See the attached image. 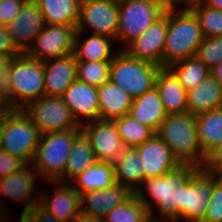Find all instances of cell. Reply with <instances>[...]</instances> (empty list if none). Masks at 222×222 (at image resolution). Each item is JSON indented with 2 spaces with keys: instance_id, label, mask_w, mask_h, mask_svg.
Instances as JSON below:
<instances>
[{
  "instance_id": "25",
  "label": "cell",
  "mask_w": 222,
  "mask_h": 222,
  "mask_svg": "<svg viewBox=\"0 0 222 222\" xmlns=\"http://www.w3.org/2000/svg\"><path fill=\"white\" fill-rule=\"evenodd\" d=\"M128 115L139 123L148 126L154 132L158 130L167 117L162 100L155 87L133 99Z\"/></svg>"
},
{
  "instance_id": "13",
  "label": "cell",
  "mask_w": 222,
  "mask_h": 222,
  "mask_svg": "<svg viewBox=\"0 0 222 222\" xmlns=\"http://www.w3.org/2000/svg\"><path fill=\"white\" fill-rule=\"evenodd\" d=\"M38 176L33 166L28 164L21 171L0 178V222L9 221L8 217L5 216L6 208L5 204L2 203L1 194L13 199L14 202L24 204L22 212H26L34 205L39 204L40 191L35 188V179Z\"/></svg>"
},
{
  "instance_id": "22",
  "label": "cell",
  "mask_w": 222,
  "mask_h": 222,
  "mask_svg": "<svg viewBox=\"0 0 222 222\" xmlns=\"http://www.w3.org/2000/svg\"><path fill=\"white\" fill-rule=\"evenodd\" d=\"M157 89L167 114L187 111V91L168 68H160L155 79Z\"/></svg>"
},
{
  "instance_id": "49",
  "label": "cell",
  "mask_w": 222,
  "mask_h": 222,
  "mask_svg": "<svg viewBox=\"0 0 222 222\" xmlns=\"http://www.w3.org/2000/svg\"><path fill=\"white\" fill-rule=\"evenodd\" d=\"M4 123H5V110H0V150L2 147V136L4 130Z\"/></svg>"
},
{
  "instance_id": "39",
  "label": "cell",
  "mask_w": 222,
  "mask_h": 222,
  "mask_svg": "<svg viewBox=\"0 0 222 222\" xmlns=\"http://www.w3.org/2000/svg\"><path fill=\"white\" fill-rule=\"evenodd\" d=\"M202 222H222V180L212 173V196Z\"/></svg>"
},
{
  "instance_id": "53",
  "label": "cell",
  "mask_w": 222,
  "mask_h": 222,
  "mask_svg": "<svg viewBox=\"0 0 222 222\" xmlns=\"http://www.w3.org/2000/svg\"><path fill=\"white\" fill-rule=\"evenodd\" d=\"M202 0H187V7H190L192 4L196 3V2H200Z\"/></svg>"
},
{
  "instance_id": "36",
  "label": "cell",
  "mask_w": 222,
  "mask_h": 222,
  "mask_svg": "<svg viewBox=\"0 0 222 222\" xmlns=\"http://www.w3.org/2000/svg\"><path fill=\"white\" fill-rule=\"evenodd\" d=\"M111 62L112 61H78L77 80L94 87H100L110 81Z\"/></svg>"
},
{
  "instance_id": "10",
  "label": "cell",
  "mask_w": 222,
  "mask_h": 222,
  "mask_svg": "<svg viewBox=\"0 0 222 222\" xmlns=\"http://www.w3.org/2000/svg\"><path fill=\"white\" fill-rule=\"evenodd\" d=\"M23 111L30 117L40 134L81 129L62 96L43 97L30 102Z\"/></svg>"
},
{
  "instance_id": "37",
  "label": "cell",
  "mask_w": 222,
  "mask_h": 222,
  "mask_svg": "<svg viewBox=\"0 0 222 222\" xmlns=\"http://www.w3.org/2000/svg\"><path fill=\"white\" fill-rule=\"evenodd\" d=\"M12 58H0V110H17V101L10 84Z\"/></svg>"
},
{
  "instance_id": "3",
  "label": "cell",
  "mask_w": 222,
  "mask_h": 222,
  "mask_svg": "<svg viewBox=\"0 0 222 222\" xmlns=\"http://www.w3.org/2000/svg\"><path fill=\"white\" fill-rule=\"evenodd\" d=\"M155 134L167 144L180 164L202 167L205 155L198 141L194 115L188 111L167 114Z\"/></svg>"
},
{
  "instance_id": "44",
  "label": "cell",
  "mask_w": 222,
  "mask_h": 222,
  "mask_svg": "<svg viewBox=\"0 0 222 222\" xmlns=\"http://www.w3.org/2000/svg\"><path fill=\"white\" fill-rule=\"evenodd\" d=\"M26 213L35 221V222H62L54 217L52 214L48 213L43 209L39 204L34 205L31 209L26 211Z\"/></svg>"
},
{
  "instance_id": "42",
  "label": "cell",
  "mask_w": 222,
  "mask_h": 222,
  "mask_svg": "<svg viewBox=\"0 0 222 222\" xmlns=\"http://www.w3.org/2000/svg\"><path fill=\"white\" fill-rule=\"evenodd\" d=\"M21 54L6 31L5 25L0 24V58H14Z\"/></svg>"
},
{
  "instance_id": "51",
  "label": "cell",
  "mask_w": 222,
  "mask_h": 222,
  "mask_svg": "<svg viewBox=\"0 0 222 222\" xmlns=\"http://www.w3.org/2000/svg\"><path fill=\"white\" fill-rule=\"evenodd\" d=\"M145 222H170V221L149 217V219H147Z\"/></svg>"
},
{
  "instance_id": "1",
  "label": "cell",
  "mask_w": 222,
  "mask_h": 222,
  "mask_svg": "<svg viewBox=\"0 0 222 222\" xmlns=\"http://www.w3.org/2000/svg\"><path fill=\"white\" fill-rule=\"evenodd\" d=\"M198 168L180 164L161 177L145 179L134 192L153 218L178 222L177 184H185ZM148 196V197H147ZM158 214H155V213Z\"/></svg>"
},
{
  "instance_id": "9",
  "label": "cell",
  "mask_w": 222,
  "mask_h": 222,
  "mask_svg": "<svg viewBox=\"0 0 222 222\" xmlns=\"http://www.w3.org/2000/svg\"><path fill=\"white\" fill-rule=\"evenodd\" d=\"M178 222H202L212 196V173L198 168L185 184H177Z\"/></svg>"
},
{
  "instance_id": "41",
  "label": "cell",
  "mask_w": 222,
  "mask_h": 222,
  "mask_svg": "<svg viewBox=\"0 0 222 222\" xmlns=\"http://www.w3.org/2000/svg\"><path fill=\"white\" fill-rule=\"evenodd\" d=\"M26 0H2L0 1V24L6 25L20 13Z\"/></svg>"
},
{
  "instance_id": "31",
  "label": "cell",
  "mask_w": 222,
  "mask_h": 222,
  "mask_svg": "<svg viewBox=\"0 0 222 222\" xmlns=\"http://www.w3.org/2000/svg\"><path fill=\"white\" fill-rule=\"evenodd\" d=\"M196 117L198 141L204 155L222 144V108Z\"/></svg>"
},
{
  "instance_id": "8",
  "label": "cell",
  "mask_w": 222,
  "mask_h": 222,
  "mask_svg": "<svg viewBox=\"0 0 222 222\" xmlns=\"http://www.w3.org/2000/svg\"><path fill=\"white\" fill-rule=\"evenodd\" d=\"M10 84L17 101V110L45 95L44 62L25 53L12 58Z\"/></svg>"
},
{
  "instance_id": "40",
  "label": "cell",
  "mask_w": 222,
  "mask_h": 222,
  "mask_svg": "<svg viewBox=\"0 0 222 222\" xmlns=\"http://www.w3.org/2000/svg\"><path fill=\"white\" fill-rule=\"evenodd\" d=\"M27 165L24 160L0 150V178L14 172H19Z\"/></svg>"
},
{
  "instance_id": "47",
  "label": "cell",
  "mask_w": 222,
  "mask_h": 222,
  "mask_svg": "<svg viewBox=\"0 0 222 222\" xmlns=\"http://www.w3.org/2000/svg\"><path fill=\"white\" fill-rule=\"evenodd\" d=\"M210 74L217 80V82L222 86V61L219 62L210 70Z\"/></svg>"
},
{
  "instance_id": "14",
  "label": "cell",
  "mask_w": 222,
  "mask_h": 222,
  "mask_svg": "<svg viewBox=\"0 0 222 222\" xmlns=\"http://www.w3.org/2000/svg\"><path fill=\"white\" fill-rule=\"evenodd\" d=\"M81 131L89 139L97 161L114 163L125 148L114 121L87 122L81 126Z\"/></svg>"
},
{
  "instance_id": "30",
  "label": "cell",
  "mask_w": 222,
  "mask_h": 222,
  "mask_svg": "<svg viewBox=\"0 0 222 222\" xmlns=\"http://www.w3.org/2000/svg\"><path fill=\"white\" fill-rule=\"evenodd\" d=\"M45 25H67L76 28L81 0H35Z\"/></svg>"
},
{
  "instance_id": "52",
  "label": "cell",
  "mask_w": 222,
  "mask_h": 222,
  "mask_svg": "<svg viewBox=\"0 0 222 222\" xmlns=\"http://www.w3.org/2000/svg\"><path fill=\"white\" fill-rule=\"evenodd\" d=\"M215 176L222 180V167L215 173Z\"/></svg>"
},
{
  "instance_id": "2",
  "label": "cell",
  "mask_w": 222,
  "mask_h": 222,
  "mask_svg": "<svg viewBox=\"0 0 222 222\" xmlns=\"http://www.w3.org/2000/svg\"><path fill=\"white\" fill-rule=\"evenodd\" d=\"M167 9V34L163 67L194 57L204 36L199 20L189 7Z\"/></svg>"
},
{
  "instance_id": "28",
  "label": "cell",
  "mask_w": 222,
  "mask_h": 222,
  "mask_svg": "<svg viewBox=\"0 0 222 222\" xmlns=\"http://www.w3.org/2000/svg\"><path fill=\"white\" fill-rule=\"evenodd\" d=\"M71 183L80 195L94 190H105L116 183L114 164L96 161Z\"/></svg>"
},
{
  "instance_id": "29",
  "label": "cell",
  "mask_w": 222,
  "mask_h": 222,
  "mask_svg": "<svg viewBox=\"0 0 222 222\" xmlns=\"http://www.w3.org/2000/svg\"><path fill=\"white\" fill-rule=\"evenodd\" d=\"M97 161L87 136L81 132L75 139L64 174L58 179L71 183L78 175Z\"/></svg>"
},
{
  "instance_id": "21",
  "label": "cell",
  "mask_w": 222,
  "mask_h": 222,
  "mask_svg": "<svg viewBox=\"0 0 222 222\" xmlns=\"http://www.w3.org/2000/svg\"><path fill=\"white\" fill-rule=\"evenodd\" d=\"M133 192L126 186L115 183L105 190H94L81 195V212L104 218L111 210L125 202Z\"/></svg>"
},
{
  "instance_id": "6",
  "label": "cell",
  "mask_w": 222,
  "mask_h": 222,
  "mask_svg": "<svg viewBox=\"0 0 222 222\" xmlns=\"http://www.w3.org/2000/svg\"><path fill=\"white\" fill-rule=\"evenodd\" d=\"M161 67L129 56L119 50L111 62L110 80L125 90L133 99L155 87Z\"/></svg>"
},
{
  "instance_id": "38",
  "label": "cell",
  "mask_w": 222,
  "mask_h": 222,
  "mask_svg": "<svg viewBox=\"0 0 222 222\" xmlns=\"http://www.w3.org/2000/svg\"><path fill=\"white\" fill-rule=\"evenodd\" d=\"M195 56L211 70L222 61V36L204 38Z\"/></svg>"
},
{
  "instance_id": "26",
  "label": "cell",
  "mask_w": 222,
  "mask_h": 222,
  "mask_svg": "<svg viewBox=\"0 0 222 222\" xmlns=\"http://www.w3.org/2000/svg\"><path fill=\"white\" fill-rule=\"evenodd\" d=\"M81 36H83L81 32L75 33L73 54L77 61H112L119 51V49L112 50V42L116 41L107 36L92 34L84 40Z\"/></svg>"
},
{
  "instance_id": "7",
  "label": "cell",
  "mask_w": 222,
  "mask_h": 222,
  "mask_svg": "<svg viewBox=\"0 0 222 222\" xmlns=\"http://www.w3.org/2000/svg\"><path fill=\"white\" fill-rule=\"evenodd\" d=\"M41 134L23 110H5L1 150L31 164Z\"/></svg>"
},
{
  "instance_id": "46",
  "label": "cell",
  "mask_w": 222,
  "mask_h": 222,
  "mask_svg": "<svg viewBox=\"0 0 222 222\" xmlns=\"http://www.w3.org/2000/svg\"><path fill=\"white\" fill-rule=\"evenodd\" d=\"M167 8L187 7V0H159Z\"/></svg>"
},
{
  "instance_id": "50",
  "label": "cell",
  "mask_w": 222,
  "mask_h": 222,
  "mask_svg": "<svg viewBox=\"0 0 222 222\" xmlns=\"http://www.w3.org/2000/svg\"><path fill=\"white\" fill-rule=\"evenodd\" d=\"M18 222H35L26 212H21Z\"/></svg>"
},
{
  "instance_id": "11",
  "label": "cell",
  "mask_w": 222,
  "mask_h": 222,
  "mask_svg": "<svg viewBox=\"0 0 222 222\" xmlns=\"http://www.w3.org/2000/svg\"><path fill=\"white\" fill-rule=\"evenodd\" d=\"M118 26V0H81L76 32L89 30L116 41Z\"/></svg>"
},
{
  "instance_id": "18",
  "label": "cell",
  "mask_w": 222,
  "mask_h": 222,
  "mask_svg": "<svg viewBox=\"0 0 222 222\" xmlns=\"http://www.w3.org/2000/svg\"><path fill=\"white\" fill-rule=\"evenodd\" d=\"M135 148L141 159L144 180L161 177L180 165L167 144L156 134Z\"/></svg>"
},
{
  "instance_id": "27",
  "label": "cell",
  "mask_w": 222,
  "mask_h": 222,
  "mask_svg": "<svg viewBox=\"0 0 222 222\" xmlns=\"http://www.w3.org/2000/svg\"><path fill=\"white\" fill-rule=\"evenodd\" d=\"M113 164L116 183L126 186L134 193L144 181L138 150L135 147H125Z\"/></svg>"
},
{
  "instance_id": "12",
  "label": "cell",
  "mask_w": 222,
  "mask_h": 222,
  "mask_svg": "<svg viewBox=\"0 0 222 222\" xmlns=\"http://www.w3.org/2000/svg\"><path fill=\"white\" fill-rule=\"evenodd\" d=\"M76 28L67 25H45L35 37L27 56L45 62L73 53Z\"/></svg>"
},
{
  "instance_id": "33",
  "label": "cell",
  "mask_w": 222,
  "mask_h": 222,
  "mask_svg": "<svg viewBox=\"0 0 222 222\" xmlns=\"http://www.w3.org/2000/svg\"><path fill=\"white\" fill-rule=\"evenodd\" d=\"M125 147H137L150 139L155 132L128 114L113 120Z\"/></svg>"
},
{
  "instance_id": "20",
  "label": "cell",
  "mask_w": 222,
  "mask_h": 222,
  "mask_svg": "<svg viewBox=\"0 0 222 222\" xmlns=\"http://www.w3.org/2000/svg\"><path fill=\"white\" fill-rule=\"evenodd\" d=\"M77 65L74 54L44 62L45 95L62 96L67 88L77 80Z\"/></svg>"
},
{
  "instance_id": "43",
  "label": "cell",
  "mask_w": 222,
  "mask_h": 222,
  "mask_svg": "<svg viewBox=\"0 0 222 222\" xmlns=\"http://www.w3.org/2000/svg\"><path fill=\"white\" fill-rule=\"evenodd\" d=\"M222 167V144L216 146L205 155L201 169L207 173L215 174Z\"/></svg>"
},
{
  "instance_id": "19",
  "label": "cell",
  "mask_w": 222,
  "mask_h": 222,
  "mask_svg": "<svg viewBox=\"0 0 222 222\" xmlns=\"http://www.w3.org/2000/svg\"><path fill=\"white\" fill-rule=\"evenodd\" d=\"M62 98L81 126L100 119L97 87L75 80Z\"/></svg>"
},
{
  "instance_id": "45",
  "label": "cell",
  "mask_w": 222,
  "mask_h": 222,
  "mask_svg": "<svg viewBox=\"0 0 222 222\" xmlns=\"http://www.w3.org/2000/svg\"><path fill=\"white\" fill-rule=\"evenodd\" d=\"M72 222H104V218L89 216L81 212Z\"/></svg>"
},
{
  "instance_id": "34",
  "label": "cell",
  "mask_w": 222,
  "mask_h": 222,
  "mask_svg": "<svg viewBox=\"0 0 222 222\" xmlns=\"http://www.w3.org/2000/svg\"><path fill=\"white\" fill-rule=\"evenodd\" d=\"M150 212L133 193L125 202L111 210L104 222H145Z\"/></svg>"
},
{
  "instance_id": "17",
  "label": "cell",
  "mask_w": 222,
  "mask_h": 222,
  "mask_svg": "<svg viewBox=\"0 0 222 222\" xmlns=\"http://www.w3.org/2000/svg\"><path fill=\"white\" fill-rule=\"evenodd\" d=\"M56 186L54 194L40 190L39 205L62 222H72L81 213V195L72 183L49 180Z\"/></svg>"
},
{
  "instance_id": "15",
  "label": "cell",
  "mask_w": 222,
  "mask_h": 222,
  "mask_svg": "<svg viewBox=\"0 0 222 222\" xmlns=\"http://www.w3.org/2000/svg\"><path fill=\"white\" fill-rule=\"evenodd\" d=\"M41 9L35 0H26L16 18L5 25L6 31L21 53H26L44 28Z\"/></svg>"
},
{
  "instance_id": "5",
  "label": "cell",
  "mask_w": 222,
  "mask_h": 222,
  "mask_svg": "<svg viewBox=\"0 0 222 222\" xmlns=\"http://www.w3.org/2000/svg\"><path fill=\"white\" fill-rule=\"evenodd\" d=\"M167 9L159 0H118L119 26L116 42L125 43L120 44L118 49L124 50L160 19Z\"/></svg>"
},
{
  "instance_id": "35",
  "label": "cell",
  "mask_w": 222,
  "mask_h": 222,
  "mask_svg": "<svg viewBox=\"0 0 222 222\" xmlns=\"http://www.w3.org/2000/svg\"><path fill=\"white\" fill-rule=\"evenodd\" d=\"M197 16L204 38L222 36V11L205 5L202 1L189 7Z\"/></svg>"
},
{
  "instance_id": "24",
  "label": "cell",
  "mask_w": 222,
  "mask_h": 222,
  "mask_svg": "<svg viewBox=\"0 0 222 222\" xmlns=\"http://www.w3.org/2000/svg\"><path fill=\"white\" fill-rule=\"evenodd\" d=\"M100 120H115L129 113L133 98L111 80L97 87Z\"/></svg>"
},
{
  "instance_id": "48",
  "label": "cell",
  "mask_w": 222,
  "mask_h": 222,
  "mask_svg": "<svg viewBox=\"0 0 222 222\" xmlns=\"http://www.w3.org/2000/svg\"><path fill=\"white\" fill-rule=\"evenodd\" d=\"M202 2L211 8L222 11V0H202Z\"/></svg>"
},
{
  "instance_id": "23",
  "label": "cell",
  "mask_w": 222,
  "mask_h": 222,
  "mask_svg": "<svg viewBox=\"0 0 222 222\" xmlns=\"http://www.w3.org/2000/svg\"><path fill=\"white\" fill-rule=\"evenodd\" d=\"M220 108L222 86L211 74L187 92V111L194 116Z\"/></svg>"
},
{
  "instance_id": "4",
  "label": "cell",
  "mask_w": 222,
  "mask_h": 222,
  "mask_svg": "<svg viewBox=\"0 0 222 222\" xmlns=\"http://www.w3.org/2000/svg\"><path fill=\"white\" fill-rule=\"evenodd\" d=\"M81 129L42 134L31 165L46 180H58L67 165L70 151Z\"/></svg>"
},
{
  "instance_id": "32",
  "label": "cell",
  "mask_w": 222,
  "mask_h": 222,
  "mask_svg": "<svg viewBox=\"0 0 222 222\" xmlns=\"http://www.w3.org/2000/svg\"><path fill=\"white\" fill-rule=\"evenodd\" d=\"M168 68L187 92L210 74V69L196 56L174 62Z\"/></svg>"
},
{
  "instance_id": "16",
  "label": "cell",
  "mask_w": 222,
  "mask_h": 222,
  "mask_svg": "<svg viewBox=\"0 0 222 222\" xmlns=\"http://www.w3.org/2000/svg\"><path fill=\"white\" fill-rule=\"evenodd\" d=\"M167 34L165 14L132 41L124 51L132 58L153 63L163 68V50Z\"/></svg>"
}]
</instances>
